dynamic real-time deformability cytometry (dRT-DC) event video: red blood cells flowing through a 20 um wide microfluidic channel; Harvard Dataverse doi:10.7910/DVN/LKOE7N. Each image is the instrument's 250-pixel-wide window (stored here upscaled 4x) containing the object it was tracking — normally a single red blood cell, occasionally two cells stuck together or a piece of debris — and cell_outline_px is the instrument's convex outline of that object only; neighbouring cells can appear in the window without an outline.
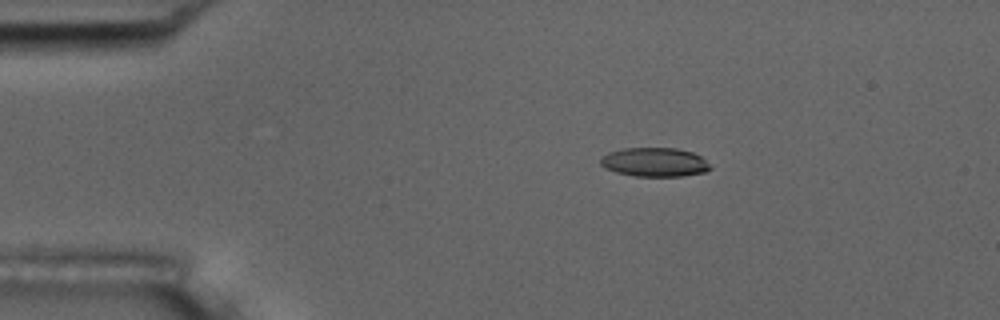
{"species": "common noctule bat (a hibernating species)", "species_latin": "Nyctalus noctula", "temperature_condition": "room temperature", "stored_images_in_passage": 45, "camera_frame_rate_fps": 3000, "um_per_image_px": 0.085, "animal": {"sex": "male", "body_mass_g": 17.5, "forearm_length_mm": 52.3}, "frame": {"image": 1, "passage_image": 1, "time_ms": 0.0, "image_size_px": [1000, 320], "cell_outline_px": [[712, 168], [704, 172], [680, 176], [632, 176], [616, 172], [604, 168], [600, 164], [600, 160], [608, 152], [624, 148], [676, 148], [692, 152], [700, 156]], "centroid_in_image_um": [55.61, 13.78], "position_along_channel_um": 29.4, "area_um2": 18.44}}
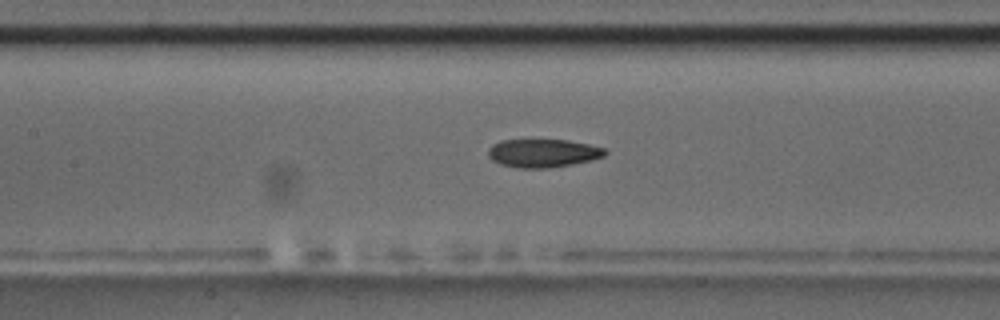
{"frame": {"image": 2, "passage_image": 16, "time_ms": 5.0, "image_size_px": [1000, 320], "cell_outline_px": [[608, 152], [604, 156], [592, 160], [572, 164], [548, 168], [516, 168], [500, 164], [492, 160], [488, 156], [488, 148], [492, 144], [500, 140], [568, 140], [588, 144], [604, 148]], "centroid_in_image_um": [46.13, 13.02], "position_along_channel_um": 161.3, "area_um2": 19.36}, "authors_computed_cell_mechanics": {"area_um2": 19.7098, "velocity_mm_per_s": 3.7326, "shape_relaxation_time_tau1_ms": 6.4378, "shape_relaxation_time_tau2_ms": 3.4274, "deformation_change_tau1": 0.1962, "deformation_change_tau2": 0.1203}}